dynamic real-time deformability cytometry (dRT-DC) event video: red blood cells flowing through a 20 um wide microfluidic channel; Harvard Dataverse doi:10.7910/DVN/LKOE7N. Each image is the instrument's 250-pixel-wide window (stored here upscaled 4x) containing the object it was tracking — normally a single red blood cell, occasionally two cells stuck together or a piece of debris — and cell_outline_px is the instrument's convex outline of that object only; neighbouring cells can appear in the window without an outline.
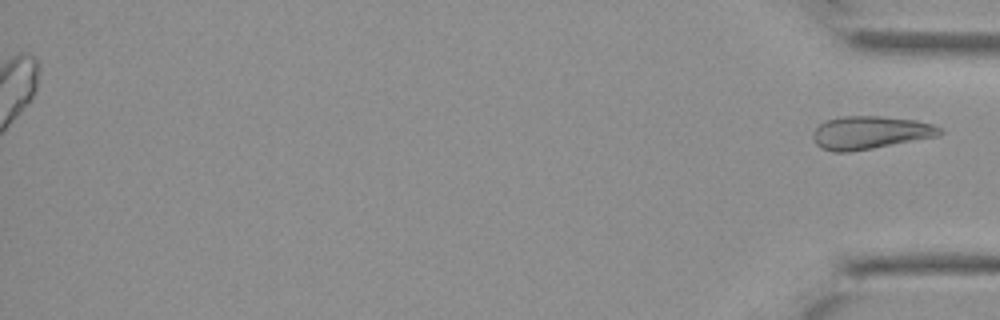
{"species": "Egyptian fruit bat (a non-hibernating species)", "species_latin": "Rousettus aegyptiacus", "temperature_condition": "cold", "stored_images_in_passage": 35, "segment_of_instrument_passage": [2, 2], "camera_frame_rate_fps": 3000, "um_per_image_px": 0.085, "animal": {"sex": "female"}, "frame": {"image": 1, "passage_image": 35, "time_ms": 11.333, "image_size_px": [1000, 320], "cell_outline_px": [[944, 132], [940, 136], [872, 148], [848, 152], [832, 152], [820, 148], [816, 144], [812, 136], [812, 132], [824, 120], [844, 116], [880, 116], [916, 120], [932, 124], [940, 128]], "centroid_in_image_um": [73.95, 11.27], "position_along_channel_um": 361.3, "area_um2": 24.51}}